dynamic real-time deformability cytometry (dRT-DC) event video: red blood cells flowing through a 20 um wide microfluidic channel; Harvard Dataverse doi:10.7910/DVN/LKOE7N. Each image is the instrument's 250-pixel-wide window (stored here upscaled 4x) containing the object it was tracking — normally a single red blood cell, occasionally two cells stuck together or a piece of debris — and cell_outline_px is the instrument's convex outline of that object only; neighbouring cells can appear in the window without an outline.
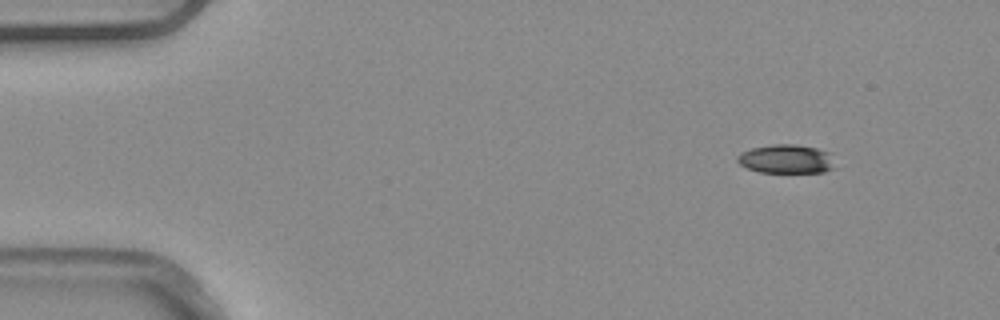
{"species": "common noctule bat (a hibernating species)", "species_latin": "Nyctalus noctula", "temperature_condition": "warm", "stored_images_in_passage": 3, "camera_frame_rate_fps": 3000, "um_per_image_px": 0.085, "animal": {"sex": "male", "body_mass_g": 20.4}, "frame": {"image": 1, "passage_image": 1, "time_ms": 0.0, "image_size_px": [1000, 320], "cell_outline_px": [[836, 168], [824, 172], [760, 172], [748, 168], [740, 164], [736, 160], [736, 156], [740, 152], [752, 148], [772, 144], [796, 144], [816, 148], [828, 152]], "centroid_in_image_um": [66.81, 13.51], "position_along_channel_um": 18.2, "area_um2": 16.42}}
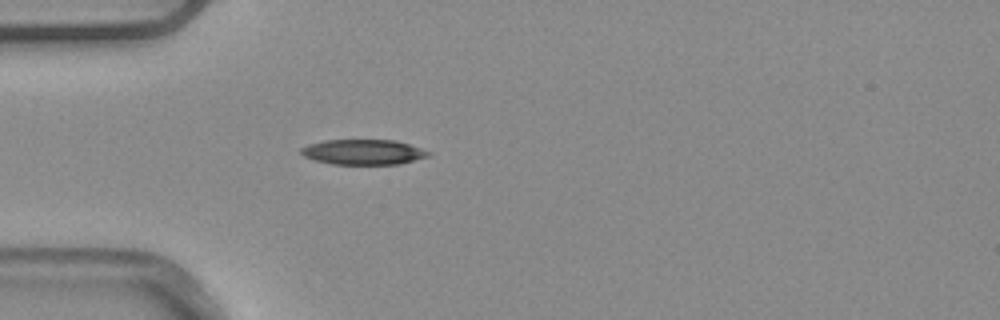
{"frame": {"image": 2, "passage_image": 3, "time_ms": 0.667, "image_size_px": [1000, 320], "cell_outline_px": [[432, 156], [400, 164], [332, 164], [316, 160], [304, 156], [300, 152], [300, 148], [308, 144], [324, 140], [396, 140], [432, 152]], "centroid_in_image_um": [30.91, 12.92], "position_along_channel_um": 54.1, "area_um2": 18.79}}